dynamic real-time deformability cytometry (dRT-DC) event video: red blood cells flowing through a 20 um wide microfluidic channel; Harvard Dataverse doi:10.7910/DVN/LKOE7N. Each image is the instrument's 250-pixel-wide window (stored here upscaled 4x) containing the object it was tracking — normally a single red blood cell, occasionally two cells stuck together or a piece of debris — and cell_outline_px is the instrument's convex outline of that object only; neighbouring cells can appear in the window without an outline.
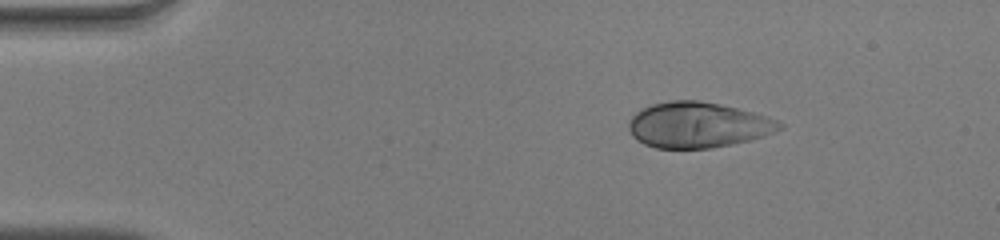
{"species": "human", "species_latin": "Homo sapiens", "temperature_condition": "warm", "stored_images_in_passage": 44, "camera_frame_rate_fps": 3000, "um_per_image_px": 0.085, "donor": {"sex": "male"}, "frame": {"image": 1, "passage_image": 1, "time_ms": 0.0, "image_size_px": [1000, 240], "cell_outline_px": [[784, 128], [776, 132], [764, 136], [732, 144], [712, 148], [656, 148], [644, 144], [636, 140], [632, 136], [628, 128], [628, 120], [640, 108], [652, 104], [668, 100], [696, 100], [720, 104], [768, 116], [784, 124]], "centroid_in_image_um": [59.3, 10.62], "position_along_channel_um": 25.7, "area_um2": 40.34}}
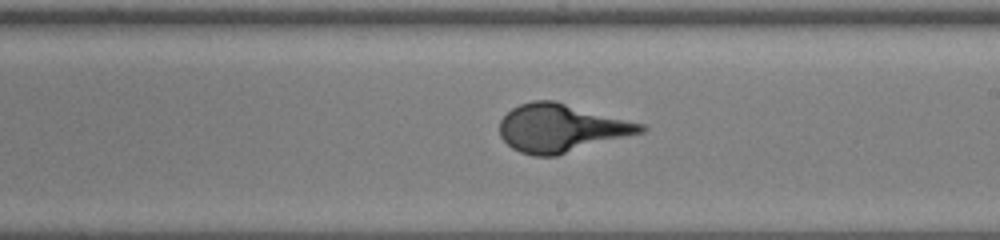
{"frame": {"image": 2, "passage_image": 23, "time_ms": 7.333, "image_size_px": [1000, 240], "cell_outline_px": [[648, 128], [644, 132], [556, 156], [532, 156], [520, 152], [512, 148], [500, 136], [500, 120], [512, 108], [520, 104], [532, 100], [556, 100], [644, 124]], "centroid_in_image_um": [47.71, 10.88], "position_along_channel_um": 241.3, "area_um2": 39.65}}
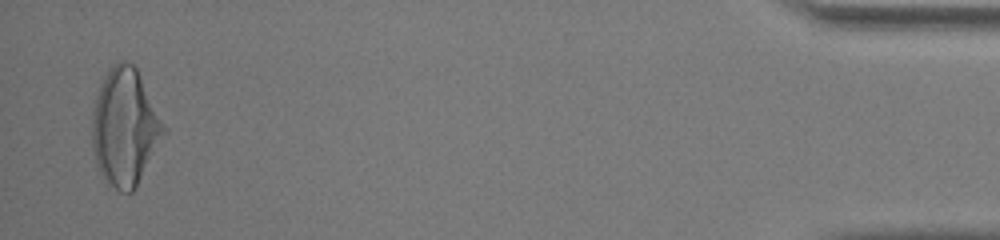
{"frame": {"image": 3, "passage_image": 43, "time_ms": 14.0, "image_size_px": [1000, 240], "cell_outline_px": [[168, 132], [136, 188], [132, 192], [120, 192], [108, 188], [96, 164], [92, 148], [92, 116], [100, 84], [104, 76], [112, 64], [120, 60], [124, 60], [132, 64], [136, 68], [168, 128]], "centroid_in_image_um": [10.65, 10.87], "position_along_channel_um": 424.6, "area_um2": 49.77}}